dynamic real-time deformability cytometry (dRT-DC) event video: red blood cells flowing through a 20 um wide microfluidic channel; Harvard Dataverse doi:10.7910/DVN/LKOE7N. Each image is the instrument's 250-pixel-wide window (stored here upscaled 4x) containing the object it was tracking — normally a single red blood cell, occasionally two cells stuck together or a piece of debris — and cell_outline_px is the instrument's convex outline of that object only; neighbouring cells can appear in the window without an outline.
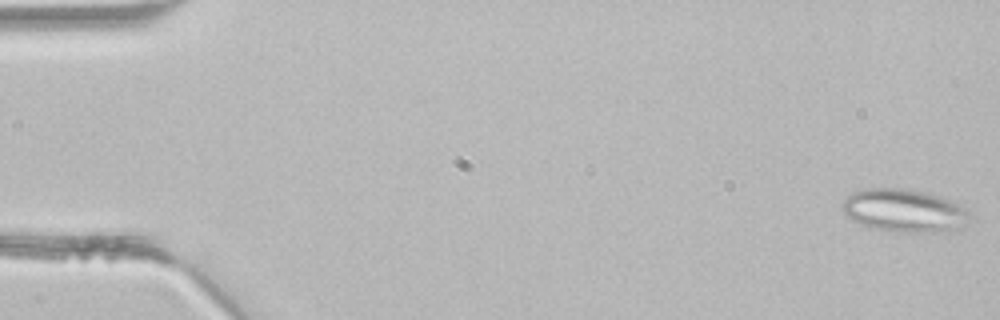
{"species": "common noctule bat (a hibernating species)", "species_latin": "Nyctalus noctula", "temperature_condition": "room temperature", "stored_images_in_passage": 3, "camera_frame_rate_fps": 3000, "um_per_image_px": 0.085, "animal": {"sex": "male", "body_mass_g": 21.5, "forearm_length_mm": 52.0}, "frame": {"image": 1, "passage_image": 1, "time_ms": 0.0, "image_size_px": [1000, 320], "cell_outline_px": [[972, 216], [964, 228], [948, 232], [888, 232], [852, 220], [840, 208], [840, 204], [852, 192], [860, 188], [904, 188], [924, 192], [940, 196], [972, 212]], "centroid_in_image_um": [76.89, 17.91], "position_along_channel_um": 8.1, "area_um2": 32.37}}